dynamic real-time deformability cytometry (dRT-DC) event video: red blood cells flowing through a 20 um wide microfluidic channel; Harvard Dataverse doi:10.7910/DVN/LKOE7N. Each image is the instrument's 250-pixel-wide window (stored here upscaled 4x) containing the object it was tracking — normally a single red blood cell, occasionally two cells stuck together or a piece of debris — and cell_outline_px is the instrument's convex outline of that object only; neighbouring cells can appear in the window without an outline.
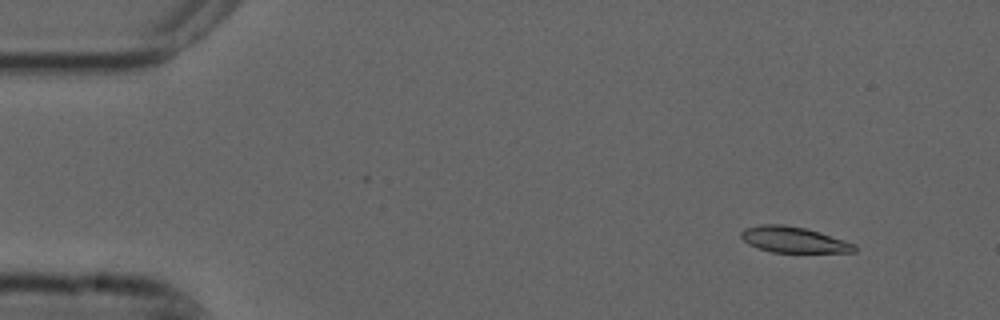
{"species": "common noctule bat (a hibernating species)", "species_latin": "Nyctalus noctula", "temperature_condition": "cold", "stored_images_in_passage": 5, "camera_frame_rate_fps": 3000, "um_per_image_px": 0.085, "animal": {"sex": "male", "forearm_length_mm": 52.5}, "frame": {"image": 1, "passage_image": 2, "time_ms": 0.333, "image_size_px": [1000, 320], "cell_outline_px": [[856, 252], [772, 252], [756, 248], [748, 244], [740, 236], [740, 232], [744, 228], [760, 224], [784, 224], [804, 228], [820, 232], [856, 244]], "centroid_in_image_um": [67.42, 20.37], "position_along_channel_um": 17.6, "area_um2": 17.17}}
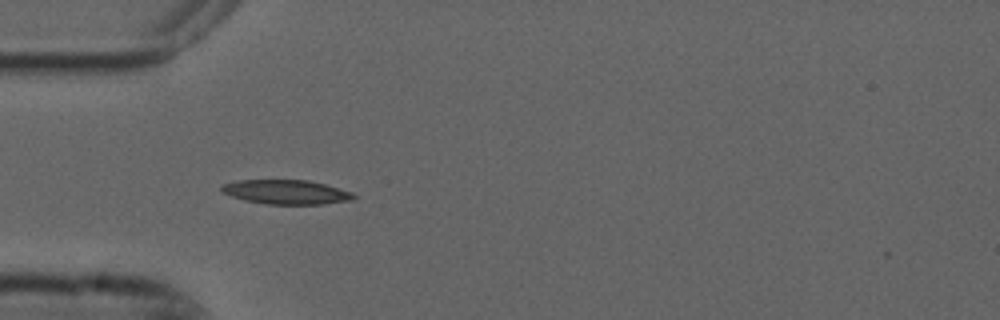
{"frame": {"image": 2, "passage_image": 5, "time_ms": 1.333, "image_size_px": [1000, 320], "cell_outline_px": [[356, 196], [352, 200], [320, 204], [264, 204], [244, 200], [220, 192], [220, 184], [236, 180], [308, 180], [324, 184], [352, 192]], "centroid_in_image_um": [24.26, 16.32], "position_along_channel_um": 60.7, "area_um2": 18.79}}